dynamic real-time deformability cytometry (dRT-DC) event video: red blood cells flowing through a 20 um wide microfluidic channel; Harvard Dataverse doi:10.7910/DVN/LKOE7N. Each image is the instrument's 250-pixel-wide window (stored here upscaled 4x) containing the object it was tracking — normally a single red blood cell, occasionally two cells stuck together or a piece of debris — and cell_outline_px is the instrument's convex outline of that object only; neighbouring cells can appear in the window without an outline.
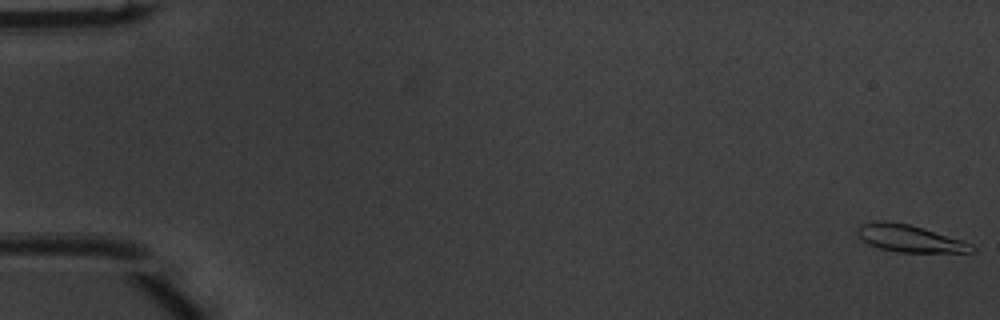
{"species": "common noctule bat (a hibernating species)", "species_latin": "Nyctalus noctula", "temperature_condition": "warm", "stored_images_in_passage": 51, "camera_frame_rate_fps": 3000, "um_per_image_px": 0.085, "animal": {"sex": "male", "body_mass_g": 20.1, "forearm_length_mm": 53.5}, "frame": {"image": 1, "passage_image": 1, "time_ms": 0.0, "image_size_px": [1000, 320], "cell_outline_px": [[976, 248], [972, 252], [896, 252], [880, 248], [868, 244], [856, 232], [856, 228], [860, 224], [880, 220], [884, 220], [908, 224], [924, 228], [972, 244]], "centroid_in_image_um": [77.28, 20.26], "position_along_channel_um": 7.7, "area_um2": 17.92}}
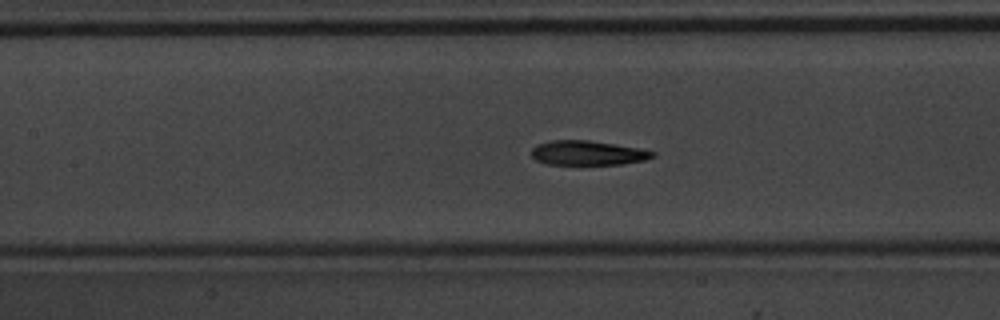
{"frame": {"image": 2, "passage_image": 24, "time_ms": 7.667, "image_size_px": [1000, 320], "cell_outline_px": [[656, 156], [644, 160], [620, 164], [548, 164], [536, 160], [532, 156], [532, 148], [536, 144], [548, 140], [588, 140], [636, 148], [656, 152]], "centroid_in_image_um": [49.91, 12.99], "position_along_channel_um": 157.5, "area_um2": 17.11}}
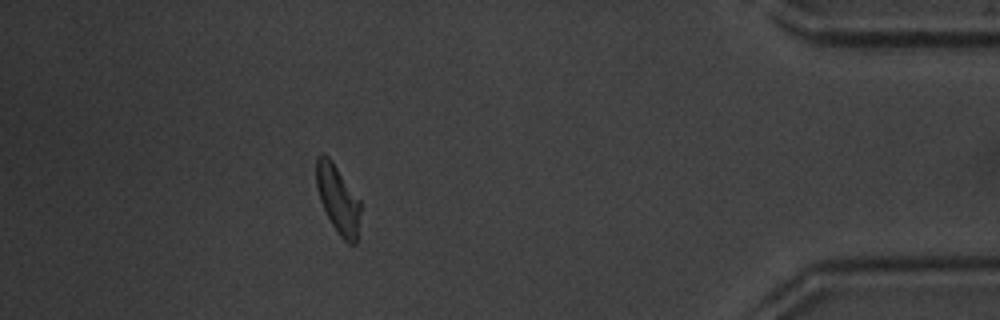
{"frame": {"image": 3, "passage_image": 46, "time_ms": 15.0, "image_size_px": [1000, 320], "cell_outline_px": [[360, 212], [356, 244], [348, 244], [340, 236], [332, 224], [320, 200], [316, 188], [316, 156], [320, 152], [324, 152], [332, 160], [360, 200]], "centroid_in_image_um": [28.71, 16.89], "position_along_channel_um": 406.5, "area_um2": 17.57}, "authors_computed_cell_mechanics": {"area_um2": 17.7446, "velocity_mm_per_s": 4.0182, "shape_relaxation_time_tau1_ms": 2.8886, "shape_relaxation_time_tau2_ms": 1.3671, "deformation_change_tau1": 0.1595, "deformation_change_tau2": 0.0886}}